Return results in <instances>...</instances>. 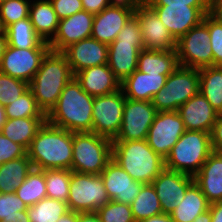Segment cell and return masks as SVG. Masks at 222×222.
<instances>
[{
  "instance_id": "obj_1",
  "label": "cell",
  "mask_w": 222,
  "mask_h": 222,
  "mask_svg": "<svg viewBox=\"0 0 222 222\" xmlns=\"http://www.w3.org/2000/svg\"><path fill=\"white\" fill-rule=\"evenodd\" d=\"M73 133L45 121L27 149L33 167L39 170H71Z\"/></svg>"
},
{
  "instance_id": "obj_2",
  "label": "cell",
  "mask_w": 222,
  "mask_h": 222,
  "mask_svg": "<svg viewBox=\"0 0 222 222\" xmlns=\"http://www.w3.org/2000/svg\"><path fill=\"white\" fill-rule=\"evenodd\" d=\"M93 101L94 97L85 92L73 77L46 115V121L72 133L92 132Z\"/></svg>"
},
{
  "instance_id": "obj_3",
  "label": "cell",
  "mask_w": 222,
  "mask_h": 222,
  "mask_svg": "<svg viewBox=\"0 0 222 222\" xmlns=\"http://www.w3.org/2000/svg\"><path fill=\"white\" fill-rule=\"evenodd\" d=\"M73 77L66 56L50 50L29 83V89L45 115L56 105L62 90Z\"/></svg>"
},
{
  "instance_id": "obj_4",
  "label": "cell",
  "mask_w": 222,
  "mask_h": 222,
  "mask_svg": "<svg viewBox=\"0 0 222 222\" xmlns=\"http://www.w3.org/2000/svg\"><path fill=\"white\" fill-rule=\"evenodd\" d=\"M112 159L135 181L143 184L152 181L165 168L161 158L144 140L112 141Z\"/></svg>"
},
{
  "instance_id": "obj_5",
  "label": "cell",
  "mask_w": 222,
  "mask_h": 222,
  "mask_svg": "<svg viewBox=\"0 0 222 222\" xmlns=\"http://www.w3.org/2000/svg\"><path fill=\"white\" fill-rule=\"evenodd\" d=\"M213 152L210 133L186 130L164 160L165 168L194 177Z\"/></svg>"
},
{
  "instance_id": "obj_6",
  "label": "cell",
  "mask_w": 222,
  "mask_h": 222,
  "mask_svg": "<svg viewBox=\"0 0 222 222\" xmlns=\"http://www.w3.org/2000/svg\"><path fill=\"white\" fill-rule=\"evenodd\" d=\"M71 170L99 175L112 159V140L93 132L73 133Z\"/></svg>"
},
{
  "instance_id": "obj_7",
  "label": "cell",
  "mask_w": 222,
  "mask_h": 222,
  "mask_svg": "<svg viewBox=\"0 0 222 222\" xmlns=\"http://www.w3.org/2000/svg\"><path fill=\"white\" fill-rule=\"evenodd\" d=\"M199 92V69L178 66L166 79L165 86L153 97L152 104L160 111H177Z\"/></svg>"
},
{
  "instance_id": "obj_8",
  "label": "cell",
  "mask_w": 222,
  "mask_h": 222,
  "mask_svg": "<svg viewBox=\"0 0 222 222\" xmlns=\"http://www.w3.org/2000/svg\"><path fill=\"white\" fill-rule=\"evenodd\" d=\"M110 201L101 175L71 171L67 205L70 211L94 212Z\"/></svg>"
},
{
  "instance_id": "obj_9",
  "label": "cell",
  "mask_w": 222,
  "mask_h": 222,
  "mask_svg": "<svg viewBox=\"0 0 222 222\" xmlns=\"http://www.w3.org/2000/svg\"><path fill=\"white\" fill-rule=\"evenodd\" d=\"M176 53L180 66L194 69L213 66L210 34L203 21L177 40Z\"/></svg>"
},
{
  "instance_id": "obj_10",
  "label": "cell",
  "mask_w": 222,
  "mask_h": 222,
  "mask_svg": "<svg viewBox=\"0 0 222 222\" xmlns=\"http://www.w3.org/2000/svg\"><path fill=\"white\" fill-rule=\"evenodd\" d=\"M125 100L121 88L113 93L94 97L92 132L114 140L122 126Z\"/></svg>"
},
{
  "instance_id": "obj_11",
  "label": "cell",
  "mask_w": 222,
  "mask_h": 222,
  "mask_svg": "<svg viewBox=\"0 0 222 222\" xmlns=\"http://www.w3.org/2000/svg\"><path fill=\"white\" fill-rule=\"evenodd\" d=\"M137 0H115L94 15L91 37L107 45L111 44L120 30L135 13Z\"/></svg>"
},
{
  "instance_id": "obj_12",
  "label": "cell",
  "mask_w": 222,
  "mask_h": 222,
  "mask_svg": "<svg viewBox=\"0 0 222 222\" xmlns=\"http://www.w3.org/2000/svg\"><path fill=\"white\" fill-rule=\"evenodd\" d=\"M185 131L178 111H160L149 128L146 141L165 160Z\"/></svg>"
},
{
  "instance_id": "obj_13",
  "label": "cell",
  "mask_w": 222,
  "mask_h": 222,
  "mask_svg": "<svg viewBox=\"0 0 222 222\" xmlns=\"http://www.w3.org/2000/svg\"><path fill=\"white\" fill-rule=\"evenodd\" d=\"M157 110L151 101L126 98L123 109L122 126L112 141L144 140L153 123Z\"/></svg>"
},
{
  "instance_id": "obj_14",
  "label": "cell",
  "mask_w": 222,
  "mask_h": 222,
  "mask_svg": "<svg viewBox=\"0 0 222 222\" xmlns=\"http://www.w3.org/2000/svg\"><path fill=\"white\" fill-rule=\"evenodd\" d=\"M50 48L21 49L7 45L0 62V72L30 83Z\"/></svg>"
},
{
  "instance_id": "obj_15",
  "label": "cell",
  "mask_w": 222,
  "mask_h": 222,
  "mask_svg": "<svg viewBox=\"0 0 222 222\" xmlns=\"http://www.w3.org/2000/svg\"><path fill=\"white\" fill-rule=\"evenodd\" d=\"M145 50H176L177 40L161 22L155 11L143 1L135 6Z\"/></svg>"
},
{
  "instance_id": "obj_16",
  "label": "cell",
  "mask_w": 222,
  "mask_h": 222,
  "mask_svg": "<svg viewBox=\"0 0 222 222\" xmlns=\"http://www.w3.org/2000/svg\"><path fill=\"white\" fill-rule=\"evenodd\" d=\"M148 6L155 11L176 40L197 26L203 20L204 15L214 9V6Z\"/></svg>"
},
{
  "instance_id": "obj_17",
  "label": "cell",
  "mask_w": 222,
  "mask_h": 222,
  "mask_svg": "<svg viewBox=\"0 0 222 222\" xmlns=\"http://www.w3.org/2000/svg\"><path fill=\"white\" fill-rule=\"evenodd\" d=\"M194 182L190 175L164 168L152 181L163 213L170 214L184 199L187 188Z\"/></svg>"
},
{
  "instance_id": "obj_18",
  "label": "cell",
  "mask_w": 222,
  "mask_h": 222,
  "mask_svg": "<svg viewBox=\"0 0 222 222\" xmlns=\"http://www.w3.org/2000/svg\"><path fill=\"white\" fill-rule=\"evenodd\" d=\"M110 200L131 205L141 191L143 183L135 181L111 159L100 174Z\"/></svg>"
},
{
  "instance_id": "obj_19",
  "label": "cell",
  "mask_w": 222,
  "mask_h": 222,
  "mask_svg": "<svg viewBox=\"0 0 222 222\" xmlns=\"http://www.w3.org/2000/svg\"><path fill=\"white\" fill-rule=\"evenodd\" d=\"M94 15L82 10L60 19L57 33L49 42L52 51L62 52L72 43L91 37Z\"/></svg>"
},
{
  "instance_id": "obj_20",
  "label": "cell",
  "mask_w": 222,
  "mask_h": 222,
  "mask_svg": "<svg viewBox=\"0 0 222 222\" xmlns=\"http://www.w3.org/2000/svg\"><path fill=\"white\" fill-rule=\"evenodd\" d=\"M62 53L73 74L89 67L108 64V45L92 37L70 44Z\"/></svg>"
},
{
  "instance_id": "obj_21",
  "label": "cell",
  "mask_w": 222,
  "mask_h": 222,
  "mask_svg": "<svg viewBox=\"0 0 222 222\" xmlns=\"http://www.w3.org/2000/svg\"><path fill=\"white\" fill-rule=\"evenodd\" d=\"M186 130L211 133L217 119V111L207 99L198 92L178 108Z\"/></svg>"
},
{
  "instance_id": "obj_22",
  "label": "cell",
  "mask_w": 222,
  "mask_h": 222,
  "mask_svg": "<svg viewBox=\"0 0 222 222\" xmlns=\"http://www.w3.org/2000/svg\"><path fill=\"white\" fill-rule=\"evenodd\" d=\"M81 88L92 97L103 96L120 89V81L108 64L86 68L74 74Z\"/></svg>"
},
{
  "instance_id": "obj_23",
  "label": "cell",
  "mask_w": 222,
  "mask_h": 222,
  "mask_svg": "<svg viewBox=\"0 0 222 222\" xmlns=\"http://www.w3.org/2000/svg\"><path fill=\"white\" fill-rule=\"evenodd\" d=\"M193 178L210 204L222 201V152L213 151Z\"/></svg>"
},
{
  "instance_id": "obj_24",
  "label": "cell",
  "mask_w": 222,
  "mask_h": 222,
  "mask_svg": "<svg viewBox=\"0 0 222 222\" xmlns=\"http://www.w3.org/2000/svg\"><path fill=\"white\" fill-rule=\"evenodd\" d=\"M168 76L142 73L136 69L120 83V88L128 99L152 101L154 95L165 86Z\"/></svg>"
},
{
  "instance_id": "obj_25",
  "label": "cell",
  "mask_w": 222,
  "mask_h": 222,
  "mask_svg": "<svg viewBox=\"0 0 222 222\" xmlns=\"http://www.w3.org/2000/svg\"><path fill=\"white\" fill-rule=\"evenodd\" d=\"M141 50L137 43L113 41L108 45V67L120 82L137 69Z\"/></svg>"
},
{
  "instance_id": "obj_26",
  "label": "cell",
  "mask_w": 222,
  "mask_h": 222,
  "mask_svg": "<svg viewBox=\"0 0 222 222\" xmlns=\"http://www.w3.org/2000/svg\"><path fill=\"white\" fill-rule=\"evenodd\" d=\"M29 18L35 33L46 42H50L57 33L60 19L56 15L50 0H34L30 3Z\"/></svg>"
},
{
  "instance_id": "obj_27",
  "label": "cell",
  "mask_w": 222,
  "mask_h": 222,
  "mask_svg": "<svg viewBox=\"0 0 222 222\" xmlns=\"http://www.w3.org/2000/svg\"><path fill=\"white\" fill-rule=\"evenodd\" d=\"M176 50H141L137 70L148 74L170 75L177 67Z\"/></svg>"
},
{
  "instance_id": "obj_28",
  "label": "cell",
  "mask_w": 222,
  "mask_h": 222,
  "mask_svg": "<svg viewBox=\"0 0 222 222\" xmlns=\"http://www.w3.org/2000/svg\"><path fill=\"white\" fill-rule=\"evenodd\" d=\"M208 202L201 189L193 182L186 190L184 199L170 213L174 222H193L197 216L209 210Z\"/></svg>"
},
{
  "instance_id": "obj_29",
  "label": "cell",
  "mask_w": 222,
  "mask_h": 222,
  "mask_svg": "<svg viewBox=\"0 0 222 222\" xmlns=\"http://www.w3.org/2000/svg\"><path fill=\"white\" fill-rule=\"evenodd\" d=\"M46 118H16L7 119L1 133L11 141L29 148L37 131L44 124Z\"/></svg>"
},
{
  "instance_id": "obj_30",
  "label": "cell",
  "mask_w": 222,
  "mask_h": 222,
  "mask_svg": "<svg viewBox=\"0 0 222 222\" xmlns=\"http://www.w3.org/2000/svg\"><path fill=\"white\" fill-rule=\"evenodd\" d=\"M33 168V164L28 156L1 164L0 193H14Z\"/></svg>"
},
{
  "instance_id": "obj_31",
  "label": "cell",
  "mask_w": 222,
  "mask_h": 222,
  "mask_svg": "<svg viewBox=\"0 0 222 222\" xmlns=\"http://www.w3.org/2000/svg\"><path fill=\"white\" fill-rule=\"evenodd\" d=\"M7 43L11 47L29 48H50L49 43L43 41L34 31L30 18H25L12 23L5 29Z\"/></svg>"
},
{
  "instance_id": "obj_32",
  "label": "cell",
  "mask_w": 222,
  "mask_h": 222,
  "mask_svg": "<svg viewBox=\"0 0 222 222\" xmlns=\"http://www.w3.org/2000/svg\"><path fill=\"white\" fill-rule=\"evenodd\" d=\"M199 92L218 112L222 106V66L199 69Z\"/></svg>"
},
{
  "instance_id": "obj_33",
  "label": "cell",
  "mask_w": 222,
  "mask_h": 222,
  "mask_svg": "<svg viewBox=\"0 0 222 222\" xmlns=\"http://www.w3.org/2000/svg\"><path fill=\"white\" fill-rule=\"evenodd\" d=\"M130 206L136 222L163 213L159 197L152 183L142 186L141 191Z\"/></svg>"
},
{
  "instance_id": "obj_34",
  "label": "cell",
  "mask_w": 222,
  "mask_h": 222,
  "mask_svg": "<svg viewBox=\"0 0 222 222\" xmlns=\"http://www.w3.org/2000/svg\"><path fill=\"white\" fill-rule=\"evenodd\" d=\"M15 194L27 205L33 206L47 197L44 170L33 168Z\"/></svg>"
},
{
  "instance_id": "obj_35",
  "label": "cell",
  "mask_w": 222,
  "mask_h": 222,
  "mask_svg": "<svg viewBox=\"0 0 222 222\" xmlns=\"http://www.w3.org/2000/svg\"><path fill=\"white\" fill-rule=\"evenodd\" d=\"M68 211L67 203L48 197L27 208L30 222H57Z\"/></svg>"
},
{
  "instance_id": "obj_36",
  "label": "cell",
  "mask_w": 222,
  "mask_h": 222,
  "mask_svg": "<svg viewBox=\"0 0 222 222\" xmlns=\"http://www.w3.org/2000/svg\"><path fill=\"white\" fill-rule=\"evenodd\" d=\"M71 171L68 169L44 170L47 197L67 203Z\"/></svg>"
},
{
  "instance_id": "obj_37",
  "label": "cell",
  "mask_w": 222,
  "mask_h": 222,
  "mask_svg": "<svg viewBox=\"0 0 222 222\" xmlns=\"http://www.w3.org/2000/svg\"><path fill=\"white\" fill-rule=\"evenodd\" d=\"M7 119L16 118H46V115L37 105L30 89L5 106Z\"/></svg>"
},
{
  "instance_id": "obj_38",
  "label": "cell",
  "mask_w": 222,
  "mask_h": 222,
  "mask_svg": "<svg viewBox=\"0 0 222 222\" xmlns=\"http://www.w3.org/2000/svg\"><path fill=\"white\" fill-rule=\"evenodd\" d=\"M208 27L210 46L213 52V66H222V16L213 9L202 20Z\"/></svg>"
},
{
  "instance_id": "obj_39",
  "label": "cell",
  "mask_w": 222,
  "mask_h": 222,
  "mask_svg": "<svg viewBox=\"0 0 222 222\" xmlns=\"http://www.w3.org/2000/svg\"><path fill=\"white\" fill-rule=\"evenodd\" d=\"M31 0H7L0 3V24L3 30L19 20L29 18Z\"/></svg>"
},
{
  "instance_id": "obj_40",
  "label": "cell",
  "mask_w": 222,
  "mask_h": 222,
  "mask_svg": "<svg viewBox=\"0 0 222 222\" xmlns=\"http://www.w3.org/2000/svg\"><path fill=\"white\" fill-rule=\"evenodd\" d=\"M29 89V83L0 72V104L13 103Z\"/></svg>"
},
{
  "instance_id": "obj_41",
  "label": "cell",
  "mask_w": 222,
  "mask_h": 222,
  "mask_svg": "<svg viewBox=\"0 0 222 222\" xmlns=\"http://www.w3.org/2000/svg\"><path fill=\"white\" fill-rule=\"evenodd\" d=\"M96 212L101 218V222H136L130 205L113 200L100 207Z\"/></svg>"
},
{
  "instance_id": "obj_42",
  "label": "cell",
  "mask_w": 222,
  "mask_h": 222,
  "mask_svg": "<svg viewBox=\"0 0 222 222\" xmlns=\"http://www.w3.org/2000/svg\"><path fill=\"white\" fill-rule=\"evenodd\" d=\"M27 205L14 193H0V221L19 211L27 210Z\"/></svg>"
},
{
  "instance_id": "obj_43",
  "label": "cell",
  "mask_w": 222,
  "mask_h": 222,
  "mask_svg": "<svg viewBox=\"0 0 222 222\" xmlns=\"http://www.w3.org/2000/svg\"><path fill=\"white\" fill-rule=\"evenodd\" d=\"M114 41H120V43H137L144 50L141 28L138 19L134 15L120 30Z\"/></svg>"
},
{
  "instance_id": "obj_44",
  "label": "cell",
  "mask_w": 222,
  "mask_h": 222,
  "mask_svg": "<svg viewBox=\"0 0 222 222\" xmlns=\"http://www.w3.org/2000/svg\"><path fill=\"white\" fill-rule=\"evenodd\" d=\"M27 156V149L5 137L0 131V165Z\"/></svg>"
},
{
  "instance_id": "obj_45",
  "label": "cell",
  "mask_w": 222,
  "mask_h": 222,
  "mask_svg": "<svg viewBox=\"0 0 222 222\" xmlns=\"http://www.w3.org/2000/svg\"><path fill=\"white\" fill-rule=\"evenodd\" d=\"M59 19L70 17L83 10L81 0H50Z\"/></svg>"
},
{
  "instance_id": "obj_46",
  "label": "cell",
  "mask_w": 222,
  "mask_h": 222,
  "mask_svg": "<svg viewBox=\"0 0 222 222\" xmlns=\"http://www.w3.org/2000/svg\"><path fill=\"white\" fill-rule=\"evenodd\" d=\"M147 5L214 6L215 0H144Z\"/></svg>"
},
{
  "instance_id": "obj_47",
  "label": "cell",
  "mask_w": 222,
  "mask_h": 222,
  "mask_svg": "<svg viewBox=\"0 0 222 222\" xmlns=\"http://www.w3.org/2000/svg\"><path fill=\"white\" fill-rule=\"evenodd\" d=\"M213 151L222 152V115H218L210 133Z\"/></svg>"
},
{
  "instance_id": "obj_48",
  "label": "cell",
  "mask_w": 222,
  "mask_h": 222,
  "mask_svg": "<svg viewBox=\"0 0 222 222\" xmlns=\"http://www.w3.org/2000/svg\"><path fill=\"white\" fill-rule=\"evenodd\" d=\"M83 10L96 15L99 14L107 6L111 5L115 0H81Z\"/></svg>"
},
{
  "instance_id": "obj_49",
  "label": "cell",
  "mask_w": 222,
  "mask_h": 222,
  "mask_svg": "<svg viewBox=\"0 0 222 222\" xmlns=\"http://www.w3.org/2000/svg\"><path fill=\"white\" fill-rule=\"evenodd\" d=\"M211 222H222V201L210 204Z\"/></svg>"
},
{
  "instance_id": "obj_50",
  "label": "cell",
  "mask_w": 222,
  "mask_h": 222,
  "mask_svg": "<svg viewBox=\"0 0 222 222\" xmlns=\"http://www.w3.org/2000/svg\"><path fill=\"white\" fill-rule=\"evenodd\" d=\"M77 222H101V218L94 212H78Z\"/></svg>"
},
{
  "instance_id": "obj_51",
  "label": "cell",
  "mask_w": 222,
  "mask_h": 222,
  "mask_svg": "<svg viewBox=\"0 0 222 222\" xmlns=\"http://www.w3.org/2000/svg\"><path fill=\"white\" fill-rule=\"evenodd\" d=\"M0 222H30L27 210L19 211V214H14L8 218H4Z\"/></svg>"
},
{
  "instance_id": "obj_52",
  "label": "cell",
  "mask_w": 222,
  "mask_h": 222,
  "mask_svg": "<svg viewBox=\"0 0 222 222\" xmlns=\"http://www.w3.org/2000/svg\"><path fill=\"white\" fill-rule=\"evenodd\" d=\"M140 222H174L170 214L161 213L156 216H152L147 219H143Z\"/></svg>"
},
{
  "instance_id": "obj_53",
  "label": "cell",
  "mask_w": 222,
  "mask_h": 222,
  "mask_svg": "<svg viewBox=\"0 0 222 222\" xmlns=\"http://www.w3.org/2000/svg\"><path fill=\"white\" fill-rule=\"evenodd\" d=\"M78 212L68 211L67 213L63 214L57 222H77Z\"/></svg>"
},
{
  "instance_id": "obj_54",
  "label": "cell",
  "mask_w": 222,
  "mask_h": 222,
  "mask_svg": "<svg viewBox=\"0 0 222 222\" xmlns=\"http://www.w3.org/2000/svg\"><path fill=\"white\" fill-rule=\"evenodd\" d=\"M7 45H8L7 36H6L5 30H2L0 32V62H1V59L4 55Z\"/></svg>"
},
{
  "instance_id": "obj_55",
  "label": "cell",
  "mask_w": 222,
  "mask_h": 222,
  "mask_svg": "<svg viewBox=\"0 0 222 222\" xmlns=\"http://www.w3.org/2000/svg\"><path fill=\"white\" fill-rule=\"evenodd\" d=\"M193 222H211L210 210H207L206 212L197 216Z\"/></svg>"
},
{
  "instance_id": "obj_56",
  "label": "cell",
  "mask_w": 222,
  "mask_h": 222,
  "mask_svg": "<svg viewBox=\"0 0 222 222\" xmlns=\"http://www.w3.org/2000/svg\"><path fill=\"white\" fill-rule=\"evenodd\" d=\"M6 122H7V116L5 113V106L0 104V131L2 130V127Z\"/></svg>"
},
{
  "instance_id": "obj_57",
  "label": "cell",
  "mask_w": 222,
  "mask_h": 222,
  "mask_svg": "<svg viewBox=\"0 0 222 222\" xmlns=\"http://www.w3.org/2000/svg\"><path fill=\"white\" fill-rule=\"evenodd\" d=\"M214 9L220 13L222 16V0H215Z\"/></svg>"
},
{
  "instance_id": "obj_58",
  "label": "cell",
  "mask_w": 222,
  "mask_h": 222,
  "mask_svg": "<svg viewBox=\"0 0 222 222\" xmlns=\"http://www.w3.org/2000/svg\"><path fill=\"white\" fill-rule=\"evenodd\" d=\"M218 115H222V106L221 109L217 112Z\"/></svg>"
}]
</instances>
